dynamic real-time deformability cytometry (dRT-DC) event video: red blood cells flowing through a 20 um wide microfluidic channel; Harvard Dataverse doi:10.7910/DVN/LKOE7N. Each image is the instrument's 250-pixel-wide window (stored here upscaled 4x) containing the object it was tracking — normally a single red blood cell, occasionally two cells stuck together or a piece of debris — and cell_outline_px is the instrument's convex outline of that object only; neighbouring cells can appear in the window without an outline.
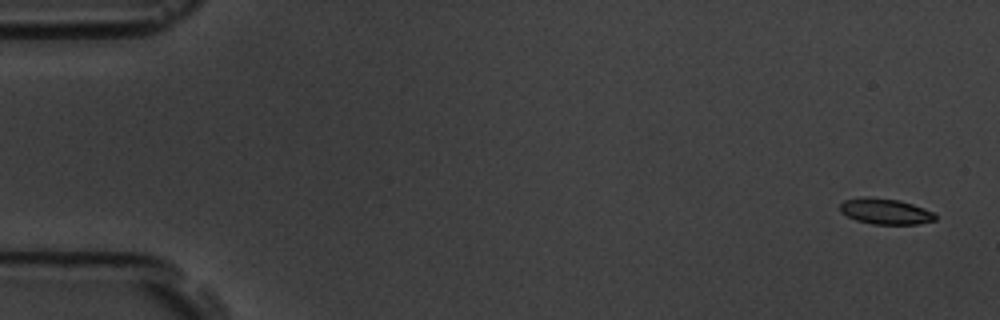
{"species": "common noctule bat (a hibernating species)", "species_latin": "Nyctalus noctula", "temperature_condition": "room temperature", "stored_images_in_passage": 5, "camera_frame_rate_fps": 3000, "um_per_image_px": 0.085, "animal": {"sex": "male", "body_mass_g": 19.5, "forearm_length_mm": 54.6}, "frame": {"image": 1, "passage_image": 1, "time_ms": 0.0, "image_size_px": [1000, 320], "cell_outline_px": [[936, 220], [916, 224], [872, 224], [856, 220], [840, 212], [840, 204], [844, 200], [860, 196], [868, 196], [900, 200], [924, 208], [932, 212], [936, 216]], "centroid_in_image_um": [75.22, 17.95], "position_along_channel_um": 9.8, "area_um2": 14.39}}
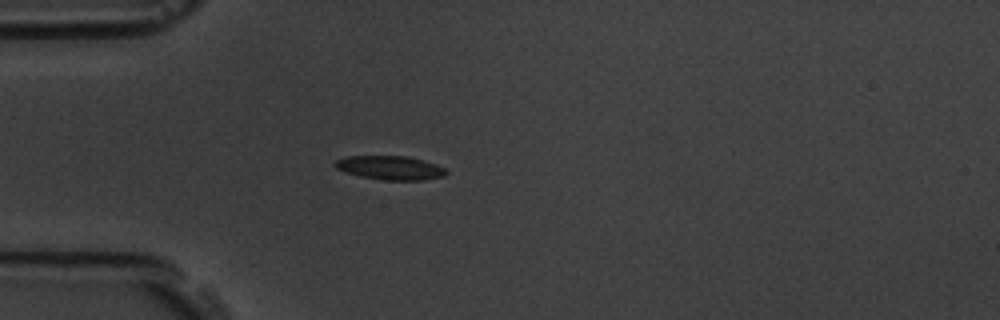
{"frame": {"image": 2, "passage_image": 5, "time_ms": 4.667, "image_size_px": [1000, 320], "cell_outline_px": [[448, 172], [444, 176], [420, 180], [384, 180], [360, 176], [344, 172], [336, 168], [332, 164], [336, 160], [344, 156], [408, 156], [424, 160], [444, 168]], "centroid_in_image_um": [33.12, 14.25], "position_along_channel_um": 51.9, "area_um2": 15.49}}